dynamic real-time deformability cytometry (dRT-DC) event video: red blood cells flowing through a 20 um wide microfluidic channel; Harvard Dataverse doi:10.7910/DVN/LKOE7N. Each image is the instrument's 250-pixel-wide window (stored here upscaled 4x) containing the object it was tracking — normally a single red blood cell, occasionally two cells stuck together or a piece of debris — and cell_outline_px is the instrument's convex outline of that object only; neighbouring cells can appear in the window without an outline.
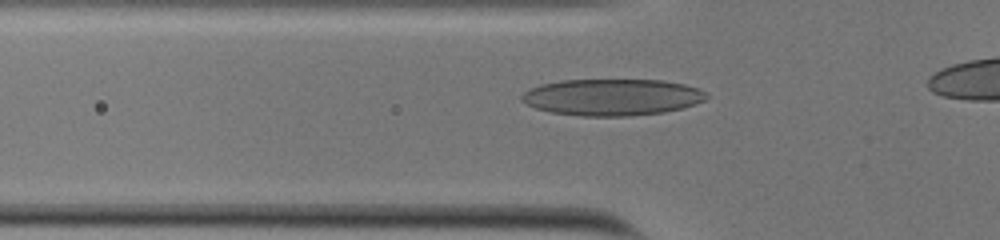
{"species": "human", "species_latin": "Homo sapiens", "temperature_condition": "cold", "stored_images_in_passage": 34, "camera_frame_rate_fps": 3000, "um_per_image_px": 0.085, "donor": {"sex": "male"}, "frame": {"image": 1, "passage_image": 7, "time_ms": 2.0, "image_size_px": [1000, 240], "cell_outline_px": [[708, 96], [704, 100], [696, 104], [664, 112], [628, 116], [580, 116], [552, 112], [536, 108], [520, 100], [520, 96], [528, 88], [540, 84], [560, 80], [664, 80], [684, 84], [696, 88], [704, 92]], "centroid_in_image_um": [51.99, 8.25], "position_along_channel_um": 73.8, "area_um2": 39.42}}
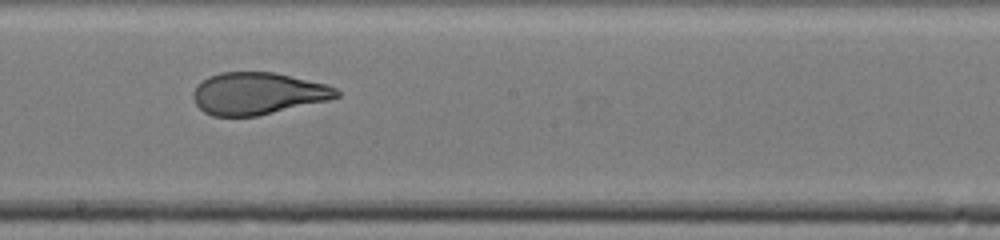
{"frame": {"image": 2, "passage_image": 19, "time_ms": 6.0, "image_size_px": [1000, 240], "cell_outline_px": [[340, 96], [328, 100], [256, 116], [212, 116], [204, 112], [196, 104], [192, 96], [192, 92], [208, 76], [220, 72], [276, 72], [328, 84], [336, 88], [340, 92]], "centroid_in_image_um": [21.93, 7.94], "position_along_channel_um": 226.3, "area_um2": 35.14}}
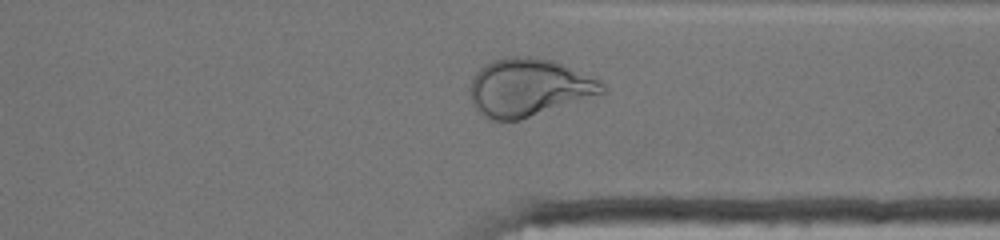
{"frame": {"image": 3, "passage_image": 30, "time_ms": 9.667, "image_size_px": [1000, 240], "cell_outline_px": [[604, 92], [520, 120], [492, 120], [476, 112], [472, 104], [468, 92], [472, 76], [484, 64], [492, 60], [512, 56], [528, 56], [548, 60], [560, 64], [600, 80], [604, 84]], "centroid_in_image_um": [44.83, 7.44], "position_along_channel_um": 366.6, "area_um2": 44.1}, "authors_computed_cell_mechanics": {"area_um2": 36.4718, "velocity_mm_per_s": 3.8099, "shape_relaxation_time_tau1_ms": 8.8692, "shape_relaxation_time_tau2_ms": 0.8618, "deformation_change_tau1": 0.2952, "deformation_change_tau2": 0.0699}}